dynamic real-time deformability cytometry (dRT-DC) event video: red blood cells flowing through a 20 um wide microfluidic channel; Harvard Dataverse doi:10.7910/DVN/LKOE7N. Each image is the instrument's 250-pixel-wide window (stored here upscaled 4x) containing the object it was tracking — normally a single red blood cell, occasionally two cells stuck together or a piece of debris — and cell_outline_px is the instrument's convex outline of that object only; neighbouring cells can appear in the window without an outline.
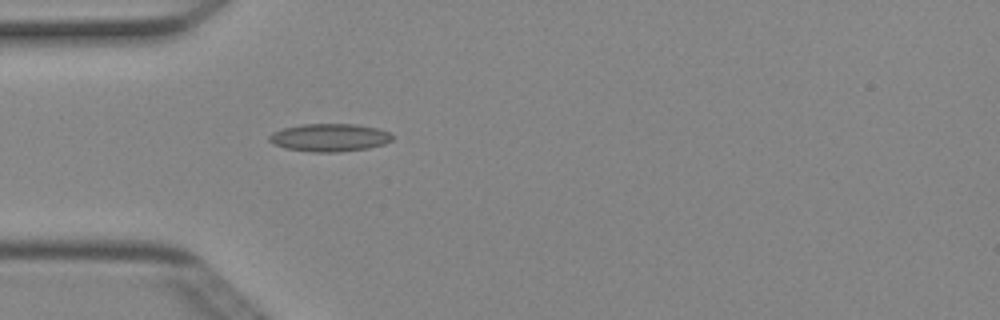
{"species": "Egyptian fruit bat (a non-hibernating species)", "species_latin": "Rousettus aegyptiacus", "temperature_condition": "cold", "stored_images_in_passage": 3, "camera_frame_rate_fps": 3000, "um_per_image_px": 0.085, "animal": {"sex": "female"}, "frame": {"image": 1, "passage_image": 3, "time_ms": 0.667, "image_size_px": [1000, 320], "cell_outline_px": [[392, 140], [384, 144], [368, 148], [340, 152], [312, 152], [284, 148], [272, 144], [268, 140], [268, 136], [272, 132], [284, 128], [304, 124], [356, 124], [376, 128], [388, 132], [392, 136]], "centroid_in_image_um": [27.97, 11.7], "position_along_channel_um": 57.0, "area_um2": 20.0}}